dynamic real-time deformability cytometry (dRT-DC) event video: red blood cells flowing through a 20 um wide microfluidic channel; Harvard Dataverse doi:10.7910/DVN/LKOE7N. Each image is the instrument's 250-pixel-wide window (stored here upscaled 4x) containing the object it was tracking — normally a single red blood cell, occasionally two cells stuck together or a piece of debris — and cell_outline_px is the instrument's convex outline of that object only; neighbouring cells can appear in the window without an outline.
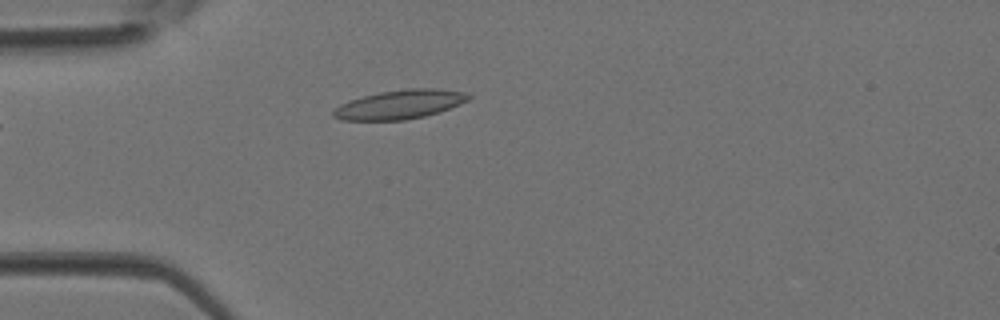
{"species": "Egyptian fruit bat (a non-hibernating species)", "species_latin": "Rousettus aegyptiacus", "temperature_condition": "room temperature", "stored_images_in_passage": 5, "camera_frame_rate_fps": 3000, "um_per_image_px": 0.085, "animal": {"sex": "female"}, "frame": {"image": 1, "passage_image": 5, "time_ms": 1.333, "image_size_px": [1000, 320], "cell_outline_px": [[472, 96], [468, 100], [460, 104], [440, 112], [424, 116], [404, 120], [340, 120], [332, 116], [332, 112], [340, 104], [364, 96], [380, 92], [408, 88], [440, 88], [464, 92]], "centroid_in_image_um": [34.01, 8.87], "position_along_channel_um": 51.0, "area_um2": 22.83}}